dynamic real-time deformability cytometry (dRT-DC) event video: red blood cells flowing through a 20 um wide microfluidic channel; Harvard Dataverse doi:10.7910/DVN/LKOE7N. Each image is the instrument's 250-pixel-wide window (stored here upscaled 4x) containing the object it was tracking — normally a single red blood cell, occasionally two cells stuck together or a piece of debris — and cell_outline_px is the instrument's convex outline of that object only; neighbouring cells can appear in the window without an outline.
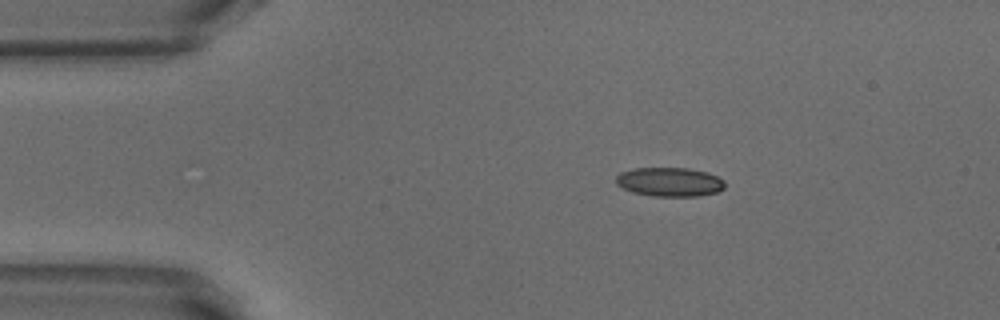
{"species": "common noctule bat (a hibernating species)", "species_latin": "Nyctalus noctula", "temperature_condition": "warm", "stored_images_in_passage": 52, "camera_frame_rate_fps": 3000, "um_per_image_px": 0.085, "animal": {"sex": "male", "body_mass_g": 18.8}, "frame": {"image": 1, "passage_image": 9, "time_ms": 2.667, "image_size_px": [1000, 320], "cell_outline_px": [[724, 188], [716, 192], [696, 196], [652, 196], [632, 192], [616, 184], [616, 176], [620, 172], [636, 168], [688, 168], [708, 172], [724, 180]], "centroid_in_image_um": [56.91, 15.46], "position_along_channel_um": 28.1, "area_um2": 18.38}}
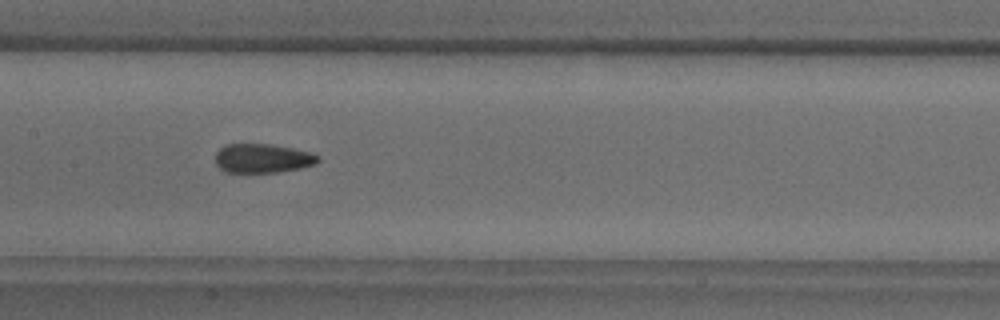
{"frame": {"image": 2, "passage_image": 25, "time_ms": 8.0, "image_size_px": [1000, 320], "cell_outline_px": [[320, 160], [316, 164], [300, 168], [276, 172], [224, 172], [216, 164], [216, 152], [220, 148], [228, 144], [272, 144], [312, 152], [320, 156]], "centroid_in_image_um": [22.35, 13.45], "position_along_channel_um": 185.1, "area_um2": 17.46}}
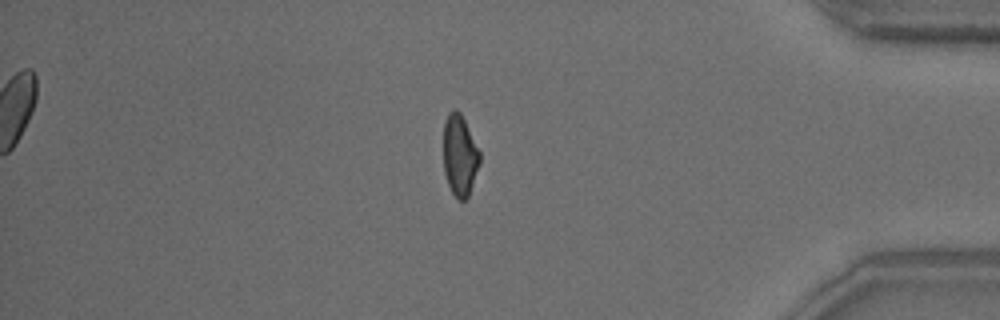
{"frame": {"image": 3, "passage_image": 44, "time_ms": 14.333, "image_size_px": [1000, 320], "cell_outline_px": [[480, 164], [468, 196], [464, 200], [460, 200], [452, 192], [448, 184], [444, 172], [444, 124], [448, 112], [452, 108], [456, 108], [460, 112], [480, 152]], "centroid_in_image_um": [39.07, 13.18], "position_along_channel_um": 396.1, "area_um2": 17.05}, "authors_computed_cell_mechanics": {"area_um2": 17.8891, "velocity_mm_per_s": 3.8775, "shape_relaxation_time_tau1_ms": 4.1967, "shape_relaxation_time_tau2_ms": 1.2465, "deformation_change_tau1": 0.1543, "deformation_change_tau2": 0.0782}}